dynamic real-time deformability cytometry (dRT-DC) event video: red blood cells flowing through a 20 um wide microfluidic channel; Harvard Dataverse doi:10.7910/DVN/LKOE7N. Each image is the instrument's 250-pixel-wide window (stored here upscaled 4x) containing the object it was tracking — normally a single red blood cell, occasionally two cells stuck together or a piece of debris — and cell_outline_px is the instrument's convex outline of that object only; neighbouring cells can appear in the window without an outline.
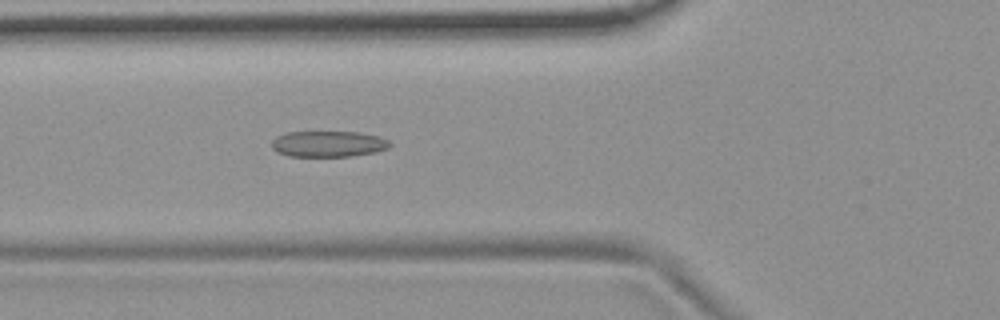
{"species": "common noctule bat (a hibernating species)", "species_latin": "Nyctalus noctula", "temperature_condition": "room temperature", "stored_images_in_passage": 48, "camera_frame_rate_fps": 3000, "um_per_image_px": 0.085, "animal": {"sex": "female", "body_mass_g": 19.9}, "frame": {"image": 1, "passage_image": 14, "time_ms": 4.333, "image_size_px": [1000, 320], "cell_outline_px": [[392, 144], [388, 148], [376, 152], [352, 156], [288, 156], [276, 152], [272, 148], [272, 140], [276, 136], [284, 132], [360, 132], [380, 136], [388, 140]], "centroid_in_image_um": [27.9, 12.23], "position_along_channel_um": 97.9, "area_um2": 18.09}}
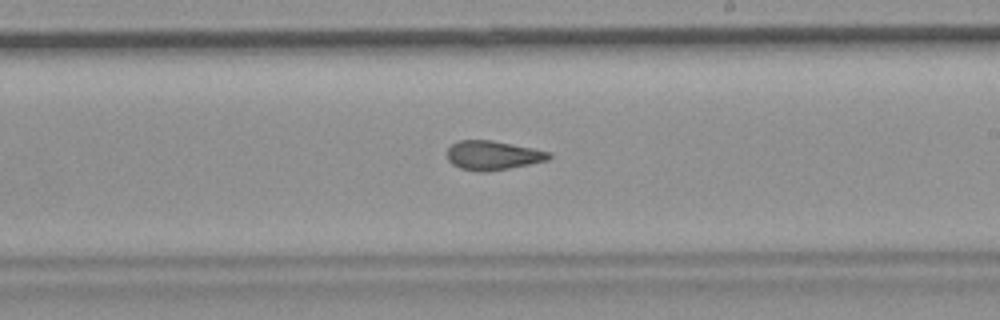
{"frame": {"image": 2, "passage_image": 26, "time_ms": 8.333, "image_size_px": [1000, 320], "cell_outline_px": [[552, 156], [548, 160], [508, 168], [484, 172], [476, 172], [460, 168], [452, 164], [448, 160], [448, 148], [456, 140], [492, 140], [552, 152]], "centroid_in_image_um": [41.88, 13.2], "position_along_channel_um": 247.1, "area_um2": 17.28}}
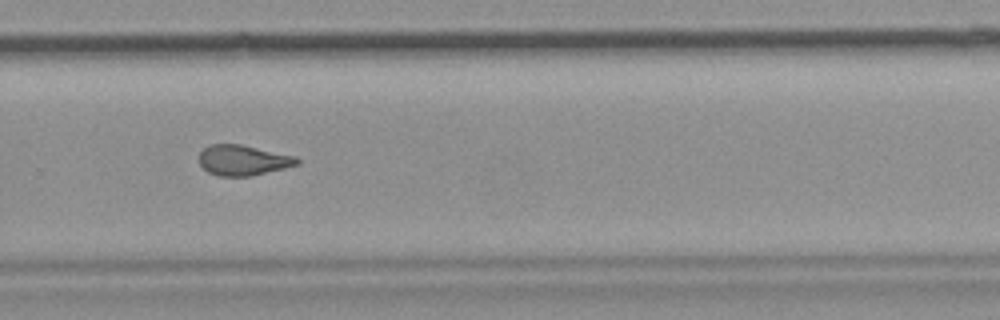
{"frame": {"image": 3, "passage_image": 31, "time_ms": 10.0, "image_size_px": [1000, 320], "cell_outline_px": [[300, 164], [252, 176], [220, 176], [208, 172], [200, 164], [200, 152], [204, 148], [212, 144], [240, 144], [296, 156], [300, 160]], "centroid_in_image_um": [20.68, 13.62], "position_along_channel_um": 309.1, "area_um2": 17.28}, "authors_computed_cell_mechanics": {"area_um2": 17.8313, "velocity_mm_per_s": 3.7261, "shape_relaxation_time_tau1_ms": null, "shape_relaxation_time_tau2_ms": 2.7854, "deformation_change_tau1": null, "deformation_change_tau2": 0.1133}}